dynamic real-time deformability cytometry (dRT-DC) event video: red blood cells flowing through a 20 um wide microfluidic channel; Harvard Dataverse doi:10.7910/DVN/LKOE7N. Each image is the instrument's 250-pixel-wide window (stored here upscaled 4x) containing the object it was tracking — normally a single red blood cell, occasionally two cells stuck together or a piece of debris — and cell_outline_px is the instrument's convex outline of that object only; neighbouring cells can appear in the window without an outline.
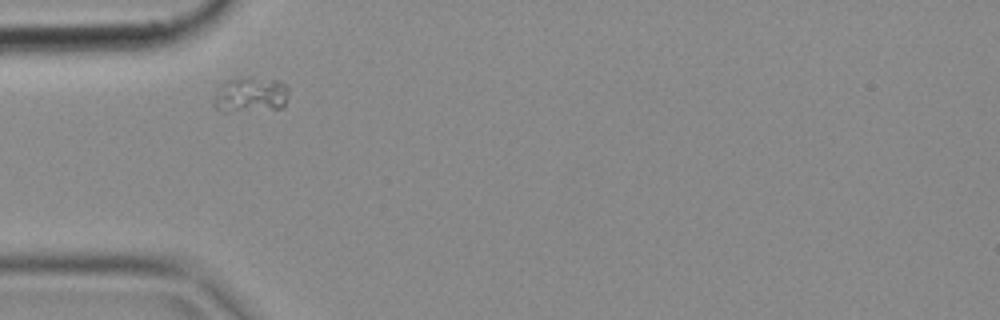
{"species": "common noctule bat (a hibernating species)", "species_latin": "Nyctalus noctula", "temperature_condition": "cold", "stored_images_in_passage": 2, "camera_frame_rate_fps": 3000, "um_per_image_px": 0.085, "animal": {"sex": "female", "body_mass_g": 18.4}, "frame": {"image": 1, "passage_image": 1, "time_ms": 0.0, "image_size_px": [1000, 320], "cell_outline_px": [[288, 92], [284, 104], [280, 108], [224, 112], [220, 112], [216, 108], [216, 88], [228, 80], [240, 76], [252, 76], [280, 80], [288, 88]], "centroid_in_image_um": [21.3, 8.01], "position_along_channel_um": 63.7, "area_um2": 15.55}}
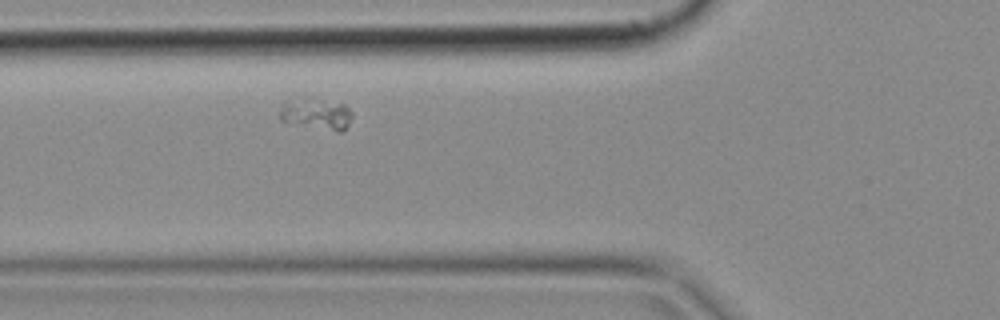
{"frame": {"image": 2, "passage_image": 2, "time_ms": 0.333, "image_size_px": [1000, 320], "cell_outline_px": [[352, 116], [348, 124], [340, 132], [336, 132], [280, 120], [280, 112], [284, 100], [304, 96], [308, 96], [344, 104], [352, 112]], "centroid_in_image_um": [26.87, 9.63], "position_along_channel_um": 98.9, "area_um2": 13.41}}